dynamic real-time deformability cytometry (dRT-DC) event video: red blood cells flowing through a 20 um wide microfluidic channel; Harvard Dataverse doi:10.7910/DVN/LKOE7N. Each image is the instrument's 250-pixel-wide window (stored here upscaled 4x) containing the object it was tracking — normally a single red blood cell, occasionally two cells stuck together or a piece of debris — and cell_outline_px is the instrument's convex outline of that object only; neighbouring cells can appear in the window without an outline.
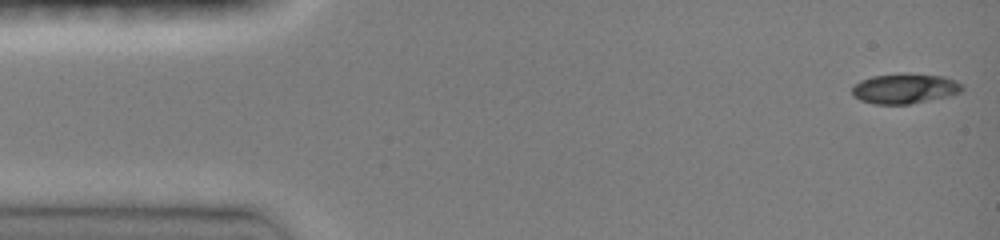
{"species": "common noctule bat (a hibernating species)", "species_latin": "Nyctalus noctula", "temperature_condition": "room temperature", "stored_images_in_passage": 46, "camera_frame_rate_fps": 3000, "um_per_image_px": 0.085, "animal": {"sex": "female", "body_mass_g": 19.0, "forearm_length_mm": 51.5}, "frame": {"image": 1, "passage_image": 1, "time_ms": 0.0, "image_size_px": [1000, 240], "cell_outline_px": [[964, 88], [960, 92], [948, 96], [908, 104], [872, 104], [860, 100], [852, 96], [852, 88], [860, 80], [872, 76], [904, 72], [944, 76], [956, 80]], "centroid_in_image_um": [76.88, 7.51], "position_along_channel_um": 8.1, "area_um2": 19.48}}
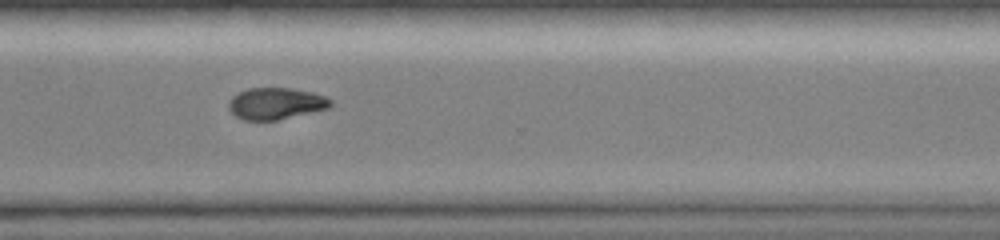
{"frame": {"image": 2, "passage_image": 34, "time_ms": 11.0, "image_size_px": [1000, 240], "cell_outline_px": [[332, 104], [328, 108], [276, 120], [244, 120], [236, 116], [228, 108], [228, 104], [232, 96], [248, 88], [288, 88], [312, 92], [324, 96], [332, 100]], "centroid_in_image_um": [23.43, 8.79], "position_along_channel_um": 347.2, "area_um2": 18.55}}
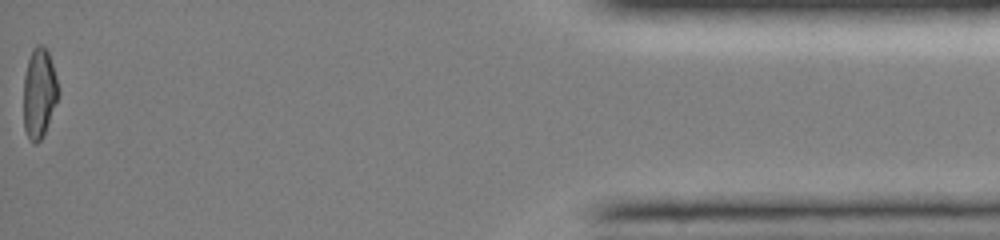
{"frame": {"image": 3, "passage_image": 46, "time_ms": 15.0, "image_size_px": [1000, 240], "cell_outline_px": [[60, 92], [44, 132], [40, 140], [36, 144], [32, 144], [24, 128], [24, 76], [28, 60], [32, 48], [36, 44], [40, 44], [48, 48], [56, 76]], "centroid_in_image_um": [3.33, 7.85], "position_along_channel_um": 431.9, "area_um2": 18.21}, "authors_computed_cell_mechanics": {"area_um2": 19.5075, "velocity_mm_per_s": 4.1349, "shape_relaxation_time_tau1_ms": 3.2304, "shape_relaxation_time_tau2_ms": null, "deformation_change_tau1": 0.1378, "deformation_change_tau2": null}}